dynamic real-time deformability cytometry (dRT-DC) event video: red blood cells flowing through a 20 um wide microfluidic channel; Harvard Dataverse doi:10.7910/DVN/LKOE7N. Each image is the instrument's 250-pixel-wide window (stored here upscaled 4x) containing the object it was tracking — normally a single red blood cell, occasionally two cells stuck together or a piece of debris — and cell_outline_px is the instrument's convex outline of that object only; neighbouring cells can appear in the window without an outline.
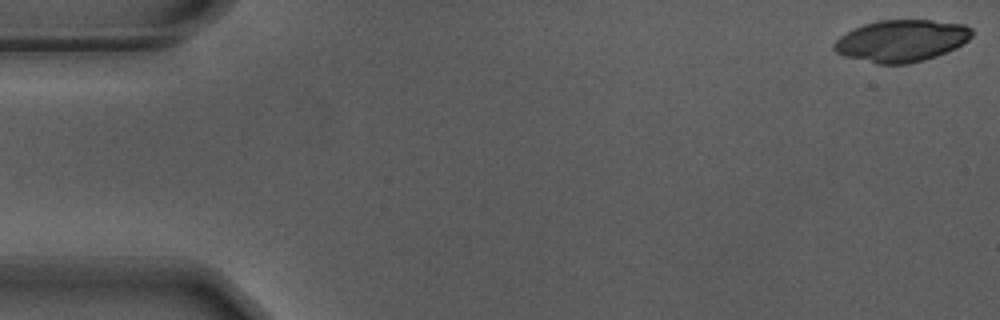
{"species": "Egyptian fruit bat (a non-hibernating species)", "species_latin": "Rousettus aegyptiacus", "temperature_condition": "warm", "stored_images_in_passage": 9, "camera_frame_rate_fps": 3000, "um_per_image_px": 0.085, "animal": {"sex": "male"}, "frame": {"image": 1, "passage_image": 1, "time_ms": 0.0, "image_size_px": [1000, 320], "cell_outline_px": [[972, 36], [968, 40], [956, 48], [936, 56], [924, 60], [908, 64], [876, 64], [844, 56], [836, 52], [832, 48], [832, 44], [840, 36], [852, 28], [876, 20], [932, 20], [964, 24], [972, 28]], "centroid_in_image_um": [76.6, 3.46], "position_along_channel_um": 8.4, "area_um2": 33.93}}